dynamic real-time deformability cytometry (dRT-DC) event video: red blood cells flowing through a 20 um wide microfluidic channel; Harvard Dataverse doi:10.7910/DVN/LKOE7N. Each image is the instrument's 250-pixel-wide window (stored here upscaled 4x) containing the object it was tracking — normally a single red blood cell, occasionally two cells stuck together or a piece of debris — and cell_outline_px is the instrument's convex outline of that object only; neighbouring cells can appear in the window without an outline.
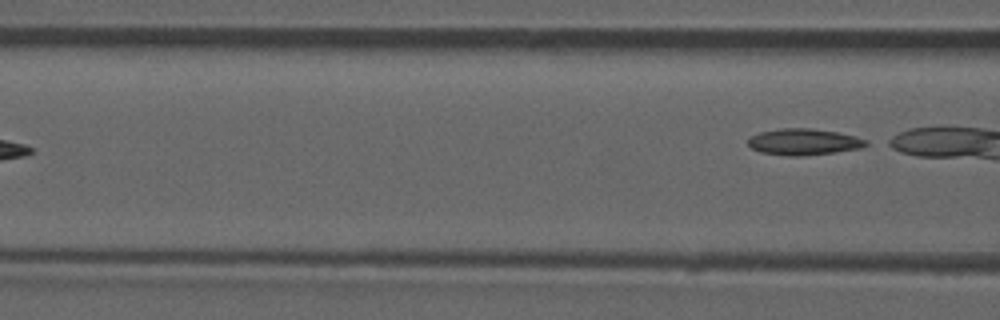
{"species": "common noctule bat (a hibernating species)", "species_latin": "Nyctalus noctula", "temperature_condition": "room temperature", "stored_images_in_passage": 6, "segment_of_instrument_passage": [2, 2], "camera_frame_rate_fps": 3000, "um_per_image_px": 0.085, "animal": {"sex": "male", "forearm_length_mm": 52.5}, "frame": {"image": 1, "passage_image": 6, "time_ms": 6.0, "image_size_px": [1000, 320], "cell_outline_px": [[868, 144], [860, 148], [836, 152], [800, 156], [788, 156], [760, 152], [752, 148], [748, 144], [748, 136], [760, 132], [780, 128], [812, 128], [836, 132], [868, 140]], "centroid_in_image_um": [68.28, 12.06], "position_along_channel_um": 98.3, "area_um2": 18.09}}